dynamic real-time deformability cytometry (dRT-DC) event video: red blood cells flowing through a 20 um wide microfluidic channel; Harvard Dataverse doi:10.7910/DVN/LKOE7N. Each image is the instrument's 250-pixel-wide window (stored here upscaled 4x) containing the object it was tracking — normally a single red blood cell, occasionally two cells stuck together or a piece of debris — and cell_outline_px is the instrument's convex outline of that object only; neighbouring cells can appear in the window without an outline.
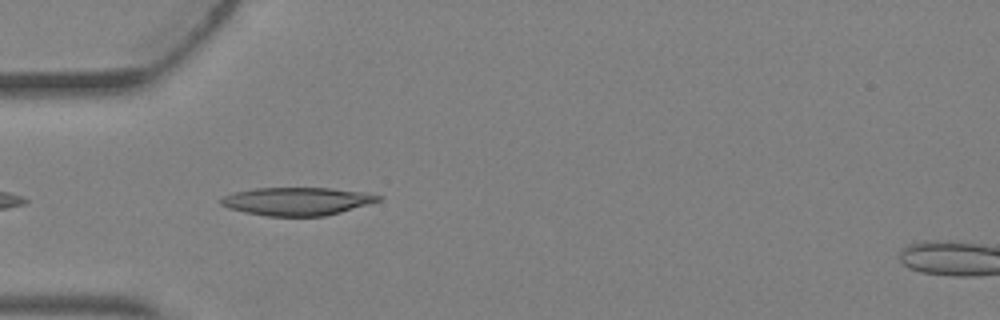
{"species": "Egyptian fruit bat (a non-hibernating species)", "species_latin": "Rousettus aegyptiacus", "temperature_condition": "warm", "stored_images_in_passage": 3, "camera_frame_rate_fps": 3000, "um_per_image_px": 0.085, "animal": {"sex": "female"}, "frame": {"image": 1, "passage_image": 3, "time_ms": 0.667, "image_size_px": [1000, 320], "cell_outline_px": [[384, 196], [380, 200], [368, 204], [340, 212], [324, 216], [268, 216], [244, 212], [228, 208], [220, 204], [220, 200], [224, 196], [232, 192], [256, 188], [332, 188], [364, 192]], "centroid_in_image_um": [25.23, 17.1], "position_along_channel_um": 59.8, "area_um2": 25.66}}